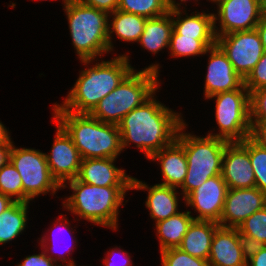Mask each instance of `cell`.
I'll list each match as a JSON object with an SVG mask.
<instances>
[{
	"instance_id": "3957f363",
	"label": "cell",
	"mask_w": 266,
	"mask_h": 266,
	"mask_svg": "<svg viewBox=\"0 0 266 266\" xmlns=\"http://www.w3.org/2000/svg\"><path fill=\"white\" fill-rule=\"evenodd\" d=\"M52 108L53 120L71 137L82 159L120 156L123 150L118 125L99 121L89 113L64 111L56 103Z\"/></svg>"
},
{
	"instance_id": "ba28073f",
	"label": "cell",
	"mask_w": 266,
	"mask_h": 266,
	"mask_svg": "<svg viewBox=\"0 0 266 266\" xmlns=\"http://www.w3.org/2000/svg\"><path fill=\"white\" fill-rule=\"evenodd\" d=\"M215 118L219 133H207L209 136L228 142H241L251 134L250 93L244 84L236 90L220 92L210 96L214 99Z\"/></svg>"
},
{
	"instance_id": "1f68e13d",
	"label": "cell",
	"mask_w": 266,
	"mask_h": 266,
	"mask_svg": "<svg viewBox=\"0 0 266 266\" xmlns=\"http://www.w3.org/2000/svg\"><path fill=\"white\" fill-rule=\"evenodd\" d=\"M248 153L255 175V187L266 194V149L248 137Z\"/></svg>"
},
{
	"instance_id": "e575fe53",
	"label": "cell",
	"mask_w": 266,
	"mask_h": 266,
	"mask_svg": "<svg viewBox=\"0 0 266 266\" xmlns=\"http://www.w3.org/2000/svg\"><path fill=\"white\" fill-rule=\"evenodd\" d=\"M266 119V88L250 93V120Z\"/></svg>"
},
{
	"instance_id": "5bb4252c",
	"label": "cell",
	"mask_w": 266,
	"mask_h": 266,
	"mask_svg": "<svg viewBox=\"0 0 266 266\" xmlns=\"http://www.w3.org/2000/svg\"><path fill=\"white\" fill-rule=\"evenodd\" d=\"M248 153V137L228 142L224 149L221 175L229 189L255 187V175Z\"/></svg>"
},
{
	"instance_id": "f6af8a7d",
	"label": "cell",
	"mask_w": 266,
	"mask_h": 266,
	"mask_svg": "<svg viewBox=\"0 0 266 266\" xmlns=\"http://www.w3.org/2000/svg\"><path fill=\"white\" fill-rule=\"evenodd\" d=\"M181 2L178 3L176 2V0H167L168 2V6H169V9L170 10H182L181 8V4L182 5H185L183 4L182 2H187L188 0H180ZM191 1V0H190ZM196 2H198L199 0H195Z\"/></svg>"
},
{
	"instance_id": "e0dca14e",
	"label": "cell",
	"mask_w": 266,
	"mask_h": 266,
	"mask_svg": "<svg viewBox=\"0 0 266 266\" xmlns=\"http://www.w3.org/2000/svg\"><path fill=\"white\" fill-rule=\"evenodd\" d=\"M209 61L204 85V99L226 91L239 89L244 84V79L234 70L227 55L216 44L207 50Z\"/></svg>"
},
{
	"instance_id": "7a4b0ae2",
	"label": "cell",
	"mask_w": 266,
	"mask_h": 266,
	"mask_svg": "<svg viewBox=\"0 0 266 266\" xmlns=\"http://www.w3.org/2000/svg\"><path fill=\"white\" fill-rule=\"evenodd\" d=\"M93 61H96L93 64ZM91 67L80 70L74 87L70 89L62 104H56L64 111L73 113H90L106 95L112 92L121 81L135 69L130 64L128 54L113 57L108 61L81 60Z\"/></svg>"
},
{
	"instance_id": "5b68a950",
	"label": "cell",
	"mask_w": 266,
	"mask_h": 266,
	"mask_svg": "<svg viewBox=\"0 0 266 266\" xmlns=\"http://www.w3.org/2000/svg\"><path fill=\"white\" fill-rule=\"evenodd\" d=\"M159 69V63L139 71L133 69L89 114L99 121L118 125L125 115L161 88Z\"/></svg>"
},
{
	"instance_id": "ab89813d",
	"label": "cell",
	"mask_w": 266,
	"mask_h": 266,
	"mask_svg": "<svg viewBox=\"0 0 266 266\" xmlns=\"http://www.w3.org/2000/svg\"><path fill=\"white\" fill-rule=\"evenodd\" d=\"M81 4L94 7L98 10L107 12L108 14L114 12L118 8L119 0H76Z\"/></svg>"
},
{
	"instance_id": "b9f144b4",
	"label": "cell",
	"mask_w": 266,
	"mask_h": 266,
	"mask_svg": "<svg viewBox=\"0 0 266 266\" xmlns=\"http://www.w3.org/2000/svg\"><path fill=\"white\" fill-rule=\"evenodd\" d=\"M12 145H0V169L10 161Z\"/></svg>"
},
{
	"instance_id": "603a6c76",
	"label": "cell",
	"mask_w": 266,
	"mask_h": 266,
	"mask_svg": "<svg viewBox=\"0 0 266 266\" xmlns=\"http://www.w3.org/2000/svg\"><path fill=\"white\" fill-rule=\"evenodd\" d=\"M112 18V20H110ZM147 18L127 13L121 10H116L108 16V43L109 51H113L114 44L112 42V34L115 33L116 37L123 42H137L144 31L145 22Z\"/></svg>"
},
{
	"instance_id": "4316f807",
	"label": "cell",
	"mask_w": 266,
	"mask_h": 266,
	"mask_svg": "<svg viewBox=\"0 0 266 266\" xmlns=\"http://www.w3.org/2000/svg\"><path fill=\"white\" fill-rule=\"evenodd\" d=\"M217 39H195V37L182 36L174 29L169 43L170 57H194L205 55L210 47L216 45Z\"/></svg>"
},
{
	"instance_id": "7bdbcfd3",
	"label": "cell",
	"mask_w": 266,
	"mask_h": 266,
	"mask_svg": "<svg viewBox=\"0 0 266 266\" xmlns=\"http://www.w3.org/2000/svg\"><path fill=\"white\" fill-rule=\"evenodd\" d=\"M10 132L5 125L0 121V145H13Z\"/></svg>"
},
{
	"instance_id": "d4e9b609",
	"label": "cell",
	"mask_w": 266,
	"mask_h": 266,
	"mask_svg": "<svg viewBox=\"0 0 266 266\" xmlns=\"http://www.w3.org/2000/svg\"><path fill=\"white\" fill-rule=\"evenodd\" d=\"M193 220L194 217L191 215V211L186 210L155 223L157 237L159 238V250L178 247Z\"/></svg>"
},
{
	"instance_id": "277c9868",
	"label": "cell",
	"mask_w": 266,
	"mask_h": 266,
	"mask_svg": "<svg viewBox=\"0 0 266 266\" xmlns=\"http://www.w3.org/2000/svg\"><path fill=\"white\" fill-rule=\"evenodd\" d=\"M67 184L71 192L73 190L72 195L62 202L67 211L93 225L117 230L119 207L125 205L123 201L126 192L132 190V186H97L75 178L67 181L62 188L68 187Z\"/></svg>"
},
{
	"instance_id": "9a60e30c",
	"label": "cell",
	"mask_w": 266,
	"mask_h": 266,
	"mask_svg": "<svg viewBox=\"0 0 266 266\" xmlns=\"http://www.w3.org/2000/svg\"><path fill=\"white\" fill-rule=\"evenodd\" d=\"M266 206V194L257 187L229 189L218 222L222 227L237 228L246 218Z\"/></svg>"
},
{
	"instance_id": "7c38bea8",
	"label": "cell",
	"mask_w": 266,
	"mask_h": 266,
	"mask_svg": "<svg viewBox=\"0 0 266 266\" xmlns=\"http://www.w3.org/2000/svg\"><path fill=\"white\" fill-rule=\"evenodd\" d=\"M56 133L50 154H46L52 177L62 187L67 181L78 175L82 157L75 147L71 137L56 123Z\"/></svg>"
},
{
	"instance_id": "8fae6325",
	"label": "cell",
	"mask_w": 266,
	"mask_h": 266,
	"mask_svg": "<svg viewBox=\"0 0 266 266\" xmlns=\"http://www.w3.org/2000/svg\"><path fill=\"white\" fill-rule=\"evenodd\" d=\"M213 15L215 35L218 37L255 29L263 12L260 0H226L217 6V13ZM216 21L220 24L219 28Z\"/></svg>"
},
{
	"instance_id": "ee69618b",
	"label": "cell",
	"mask_w": 266,
	"mask_h": 266,
	"mask_svg": "<svg viewBox=\"0 0 266 266\" xmlns=\"http://www.w3.org/2000/svg\"><path fill=\"white\" fill-rule=\"evenodd\" d=\"M15 201L7 195L0 193V214L10 207Z\"/></svg>"
},
{
	"instance_id": "9c48e42d",
	"label": "cell",
	"mask_w": 266,
	"mask_h": 266,
	"mask_svg": "<svg viewBox=\"0 0 266 266\" xmlns=\"http://www.w3.org/2000/svg\"><path fill=\"white\" fill-rule=\"evenodd\" d=\"M10 161L21 176L23 202H30L37 196H44L49 192L54 196L62 189L52 177L45 153L41 150L18 148L13 144Z\"/></svg>"
},
{
	"instance_id": "8d00e7d4",
	"label": "cell",
	"mask_w": 266,
	"mask_h": 266,
	"mask_svg": "<svg viewBox=\"0 0 266 266\" xmlns=\"http://www.w3.org/2000/svg\"><path fill=\"white\" fill-rule=\"evenodd\" d=\"M106 255L107 256L104 257L105 259L102 260L104 263V266H117L119 263H120V265H118V266H133V263L131 261V256L129 255V253L126 251H123V249L121 250V248H119V249H117V247L112 248V250H109ZM117 255H119V256L123 255V256H121V257H123V259H121V261L119 263H117V265H116V262H114V261H116Z\"/></svg>"
},
{
	"instance_id": "44dd1931",
	"label": "cell",
	"mask_w": 266,
	"mask_h": 266,
	"mask_svg": "<svg viewBox=\"0 0 266 266\" xmlns=\"http://www.w3.org/2000/svg\"><path fill=\"white\" fill-rule=\"evenodd\" d=\"M213 14L204 11L200 13L197 10L189 16L184 9L172 10L173 29L182 36L195 37V39H217Z\"/></svg>"
},
{
	"instance_id": "d590c367",
	"label": "cell",
	"mask_w": 266,
	"mask_h": 266,
	"mask_svg": "<svg viewBox=\"0 0 266 266\" xmlns=\"http://www.w3.org/2000/svg\"><path fill=\"white\" fill-rule=\"evenodd\" d=\"M41 250L42 252L39 254L26 256L23 262L18 263L17 266H62V264H57L52 260L43 248Z\"/></svg>"
},
{
	"instance_id": "8992f818",
	"label": "cell",
	"mask_w": 266,
	"mask_h": 266,
	"mask_svg": "<svg viewBox=\"0 0 266 266\" xmlns=\"http://www.w3.org/2000/svg\"><path fill=\"white\" fill-rule=\"evenodd\" d=\"M62 7L67 16L74 50L80 60H95L110 53L107 12L76 0H69Z\"/></svg>"
},
{
	"instance_id": "83f0119b",
	"label": "cell",
	"mask_w": 266,
	"mask_h": 266,
	"mask_svg": "<svg viewBox=\"0 0 266 266\" xmlns=\"http://www.w3.org/2000/svg\"><path fill=\"white\" fill-rule=\"evenodd\" d=\"M64 214H61L60 215V217L58 216V218H57V221H55V222H57L56 224L54 223V225L57 227V228H55L56 229V231H61V232H59L61 235L64 233H66V236L67 237H71L70 236V234H69V232H72V230H73V232H74V230L75 229H73L72 227H69L70 225H69V220L65 217V215L63 216ZM63 216V217H62ZM58 223H59V225H58ZM59 229V230H58ZM72 229V230H71ZM55 231V230H54ZM54 231H53V234L52 235H50L52 238H50V236H48L47 234L46 235H44V236H42V237H40L39 239H40V247H42L43 248V250H45V252L47 253V255L52 259V260H54L56 263H58V261H62V263H65V264H62V266H76V264H75V261H73V259H72V257L71 258H68V256L71 254V252H72V250H73V248L74 247H72V246H70V248L68 247V249L66 250L67 251V253H64L65 254V256H63V254H62V250H61V253H60V250H59V254H57V255H55V258H54V253L56 254V252H58V251H56V252H52V254L50 255L49 254V250H50V252H51V250L53 249V251H54V249L55 248H57V246H59V245H57L56 246V244L59 242L58 241V239H59V233L58 234H56V233H54ZM55 231V232H56ZM64 231V232H63ZM56 234V235H55ZM63 234V235H64ZM68 234V235H67ZM58 235V236H57ZM46 236H48V237H46ZM56 238H55V237ZM54 237V238H53ZM65 237V236H64ZM60 238H63V236L61 237L60 236ZM64 239H66V238H63L62 240H64ZM70 239V238H69ZM68 238H67V240H69ZM76 239L77 238H75V236L72 238V239H70V241L72 240H74L72 243H77V241H76ZM60 240V239H59ZM61 240V241H62ZM49 241V242H48ZM57 241V242H56ZM69 241V242H70ZM53 243V244H52ZM56 243V244H55ZM55 244V245H54ZM59 244V243H58ZM49 245V246H48ZM63 245V244H62ZM70 249V250H69ZM66 254H67V256H66ZM58 256V257H57ZM65 257V258H64ZM67 263V264H66Z\"/></svg>"
},
{
	"instance_id": "6da1fadb",
	"label": "cell",
	"mask_w": 266,
	"mask_h": 266,
	"mask_svg": "<svg viewBox=\"0 0 266 266\" xmlns=\"http://www.w3.org/2000/svg\"><path fill=\"white\" fill-rule=\"evenodd\" d=\"M155 94L131 110L118 124L122 150L134 143L146 159L172 144L185 123L181 113L169 109L156 99Z\"/></svg>"
},
{
	"instance_id": "836d02e7",
	"label": "cell",
	"mask_w": 266,
	"mask_h": 266,
	"mask_svg": "<svg viewBox=\"0 0 266 266\" xmlns=\"http://www.w3.org/2000/svg\"><path fill=\"white\" fill-rule=\"evenodd\" d=\"M244 86L249 93L266 88V51H264L261 59L244 79Z\"/></svg>"
},
{
	"instance_id": "ac0fdd59",
	"label": "cell",
	"mask_w": 266,
	"mask_h": 266,
	"mask_svg": "<svg viewBox=\"0 0 266 266\" xmlns=\"http://www.w3.org/2000/svg\"><path fill=\"white\" fill-rule=\"evenodd\" d=\"M113 158L82 159L77 180L97 186H132V176L118 168Z\"/></svg>"
},
{
	"instance_id": "f35d334b",
	"label": "cell",
	"mask_w": 266,
	"mask_h": 266,
	"mask_svg": "<svg viewBox=\"0 0 266 266\" xmlns=\"http://www.w3.org/2000/svg\"><path fill=\"white\" fill-rule=\"evenodd\" d=\"M250 137L261 147L266 149V119L251 120Z\"/></svg>"
},
{
	"instance_id": "30bf717a",
	"label": "cell",
	"mask_w": 266,
	"mask_h": 266,
	"mask_svg": "<svg viewBox=\"0 0 266 266\" xmlns=\"http://www.w3.org/2000/svg\"><path fill=\"white\" fill-rule=\"evenodd\" d=\"M216 44L227 55L235 72L243 79L248 76L264 53L256 28L218 36Z\"/></svg>"
},
{
	"instance_id": "f1b7e54d",
	"label": "cell",
	"mask_w": 266,
	"mask_h": 266,
	"mask_svg": "<svg viewBox=\"0 0 266 266\" xmlns=\"http://www.w3.org/2000/svg\"><path fill=\"white\" fill-rule=\"evenodd\" d=\"M237 228L248 247L266 245V206L246 218Z\"/></svg>"
},
{
	"instance_id": "7402d4cb",
	"label": "cell",
	"mask_w": 266,
	"mask_h": 266,
	"mask_svg": "<svg viewBox=\"0 0 266 266\" xmlns=\"http://www.w3.org/2000/svg\"><path fill=\"white\" fill-rule=\"evenodd\" d=\"M219 226L214 221L194 219L178 248L193 257L208 260L212 238Z\"/></svg>"
},
{
	"instance_id": "52a82bcc",
	"label": "cell",
	"mask_w": 266,
	"mask_h": 266,
	"mask_svg": "<svg viewBox=\"0 0 266 266\" xmlns=\"http://www.w3.org/2000/svg\"><path fill=\"white\" fill-rule=\"evenodd\" d=\"M186 122L180 127L176 141L184 148L188 170L181 188L184 198L209 178L221 175L224 149L228 141L209 136L199 137L188 133ZM186 132V133H185Z\"/></svg>"
},
{
	"instance_id": "f546056e",
	"label": "cell",
	"mask_w": 266,
	"mask_h": 266,
	"mask_svg": "<svg viewBox=\"0 0 266 266\" xmlns=\"http://www.w3.org/2000/svg\"><path fill=\"white\" fill-rule=\"evenodd\" d=\"M117 10L147 19L165 15L170 11L167 0H119Z\"/></svg>"
},
{
	"instance_id": "4dcf8cb0",
	"label": "cell",
	"mask_w": 266,
	"mask_h": 266,
	"mask_svg": "<svg viewBox=\"0 0 266 266\" xmlns=\"http://www.w3.org/2000/svg\"><path fill=\"white\" fill-rule=\"evenodd\" d=\"M0 193L10 196L14 201L23 202L21 176L11 161L0 169Z\"/></svg>"
},
{
	"instance_id": "bcb514c9",
	"label": "cell",
	"mask_w": 266,
	"mask_h": 266,
	"mask_svg": "<svg viewBox=\"0 0 266 266\" xmlns=\"http://www.w3.org/2000/svg\"><path fill=\"white\" fill-rule=\"evenodd\" d=\"M260 5L263 13H266V0H260Z\"/></svg>"
},
{
	"instance_id": "74e56055",
	"label": "cell",
	"mask_w": 266,
	"mask_h": 266,
	"mask_svg": "<svg viewBox=\"0 0 266 266\" xmlns=\"http://www.w3.org/2000/svg\"><path fill=\"white\" fill-rule=\"evenodd\" d=\"M247 266H266V245L248 247Z\"/></svg>"
},
{
	"instance_id": "d6a6232c",
	"label": "cell",
	"mask_w": 266,
	"mask_h": 266,
	"mask_svg": "<svg viewBox=\"0 0 266 266\" xmlns=\"http://www.w3.org/2000/svg\"><path fill=\"white\" fill-rule=\"evenodd\" d=\"M162 266H209L208 260L193 257L178 247L160 251Z\"/></svg>"
},
{
	"instance_id": "ffe728a7",
	"label": "cell",
	"mask_w": 266,
	"mask_h": 266,
	"mask_svg": "<svg viewBox=\"0 0 266 266\" xmlns=\"http://www.w3.org/2000/svg\"><path fill=\"white\" fill-rule=\"evenodd\" d=\"M147 160L160 164L163 182L158 184L180 189L187 175L188 164L184 148L176 140Z\"/></svg>"
},
{
	"instance_id": "60d3db41",
	"label": "cell",
	"mask_w": 266,
	"mask_h": 266,
	"mask_svg": "<svg viewBox=\"0 0 266 266\" xmlns=\"http://www.w3.org/2000/svg\"><path fill=\"white\" fill-rule=\"evenodd\" d=\"M256 30L259 33L263 49L266 51V13H263L259 23L257 24Z\"/></svg>"
},
{
	"instance_id": "2e32d148",
	"label": "cell",
	"mask_w": 266,
	"mask_h": 266,
	"mask_svg": "<svg viewBox=\"0 0 266 266\" xmlns=\"http://www.w3.org/2000/svg\"><path fill=\"white\" fill-rule=\"evenodd\" d=\"M247 253L238 228L219 226L212 238L209 266H247Z\"/></svg>"
},
{
	"instance_id": "d6986e66",
	"label": "cell",
	"mask_w": 266,
	"mask_h": 266,
	"mask_svg": "<svg viewBox=\"0 0 266 266\" xmlns=\"http://www.w3.org/2000/svg\"><path fill=\"white\" fill-rule=\"evenodd\" d=\"M145 190L148 192L145 206L149 210L151 219L155 223L176 215L179 211L178 201L180 193L177 188L155 184L148 186L147 183L132 177V190Z\"/></svg>"
},
{
	"instance_id": "484cf974",
	"label": "cell",
	"mask_w": 266,
	"mask_h": 266,
	"mask_svg": "<svg viewBox=\"0 0 266 266\" xmlns=\"http://www.w3.org/2000/svg\"><path fill=\"white\" fill-rule=\"evenodd\" d=\"M29 203L15 201L0 214V245L15 240L26 229Z\"/></svg>"
},
{
	"instance_id": "7dc6e473",
	"label": "cell",
	"mask_w": 266,
	"mask_h": 266,
	"mask_svg": "<svg viewBox=\"0 0 266 266\" xmlns=\"http://www.w3.org/2000/svg\"><path fill=\"white\" fill-rule=\"evenodd\" d=\"M213 2V4L215 3L217 6L220 5L222 2L226 1V0H208Z\"/></svg>"
},
{
	"instance_id": "c3c4849f",
	"label": "cell",
	"mask_w": 266,
	"mask_h": 266,
	"mask_svg": "<svg viewBox=\"0 0 266 266\" xmlns=\"http://www.w3.org/2000/svg\"><path fill=\"white\" fill-rule=\"evenodd\" d=\"M39 1H40V0H39ZM41 1H42V0H41ZM44 1H45V0H44ZM62 2L64 3L63 5L65 6V5L69 2V0H63Z\"/></svg>"
},
{
	"instance_id": "cb8c5ba5",
	"label": "cell",
	"mask_w": 266,
	"mask_h": 266,
	"mask_svg": "<svg viewBox=\"0 0 266 266\" xmlns=\"http://www.w3.org/2000/svg\"><path fill=\"white\" fill-rule=\"evenodd\" d=\"M172 32V10H170L165 15L146 20L138 43L144 50L157 54L162 49L169 48Z\"/></svg>"
},
{
	"instance_id": "4fadbf2b",
	"label": "cell",
	"mask_w": 266,
	"mask_h": 266,
	"mask_svg": "<svg viewBox=\"0 0 266 266\" xmlns=\"http://www.w3.org/2000/svg\"><path fill=\"white\" fill-rule=\"evenodd\" d=\"M228 187L222 175L209 178L184 198V203L197 213L195 220L219 222Z\"/></svg>"
}]
</instances>
